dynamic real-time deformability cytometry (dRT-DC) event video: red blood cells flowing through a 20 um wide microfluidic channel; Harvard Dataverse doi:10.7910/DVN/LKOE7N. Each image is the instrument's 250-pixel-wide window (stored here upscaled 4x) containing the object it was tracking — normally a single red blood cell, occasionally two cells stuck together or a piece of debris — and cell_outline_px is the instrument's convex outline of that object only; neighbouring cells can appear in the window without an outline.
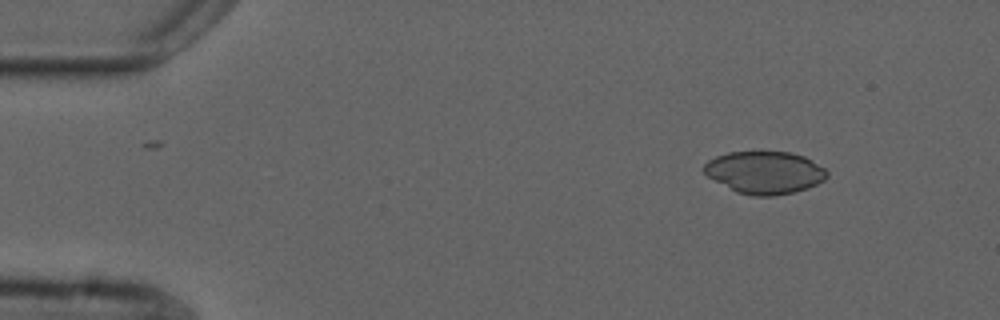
{"species": "common noctule bat (a hibernating species)", "species_latin": "Nyctalus noctula", "temperature_condition": "cold", "stored_images_in_passage": 3, "camera_frame_rate_fps": 3000, "um_per_image_px": 0.085, "animal": {"sex": "male", "forearm_length_mm": 52.5}, "frame": {"image": 1, "passage_image": 1, "time_ms": 0.0, "image_size_px": [1000, 320], "cell_outline_px": [[828, 176], [824, 180], [816, 184], [792, 192], [772, 196], [752, 196], [736, 192], [708, 176], [704, 172], [704, 164], [708, 160], [716, 156], [728, 152], [760, 148], [792, 152], [804, 156], [824, 168], [828, 172]], "centroid_in_image_um": [64.98, 14.6], "position_along_channel_um": 20.0, "area_um2": 31.1}}